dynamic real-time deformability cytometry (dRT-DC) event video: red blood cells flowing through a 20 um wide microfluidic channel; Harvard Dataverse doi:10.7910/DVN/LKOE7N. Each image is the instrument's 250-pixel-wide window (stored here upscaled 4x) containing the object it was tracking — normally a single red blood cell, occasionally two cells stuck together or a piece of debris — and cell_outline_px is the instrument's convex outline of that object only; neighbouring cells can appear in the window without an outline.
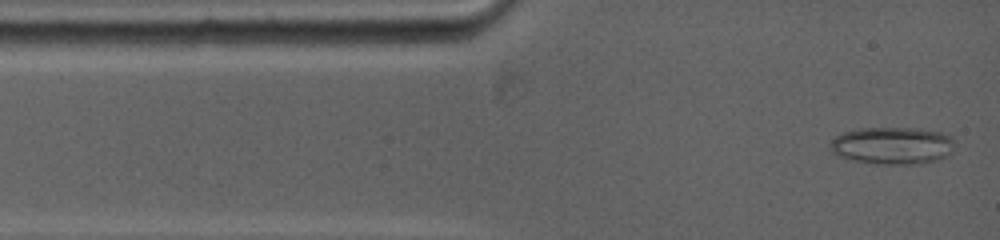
{"species": "common noctule bat (a hibernating species)", "species_latin": "Nyctalus noctula", "temperature_condition": "warm", "stored_images_in_passage": 83, "camera_frame_rate_fps": 5000, "um_per_image_px": 0.085, "animal": {"sex": "female", "body_mass_g": 19.0, "forearm_length_mm": 53.3}, "frame": {"image": 1, "passage_image": 2, "time_ms": 0.2, "image_size_px": [1000, 240], "cell_outline_px": [[952, 152], [948, 156], [940, 160], [920, 164], [876, 164], [852, 160], [840, 156], [832, 152], [828, 144], [836, 136], [844, 132], [860, 128], [920, 128], [940, 132], [952, 136]], "centroid_in_image_um": [75.87, 12.38], "position_along_channel_um": 9.1, "area_um2": 27.34}}
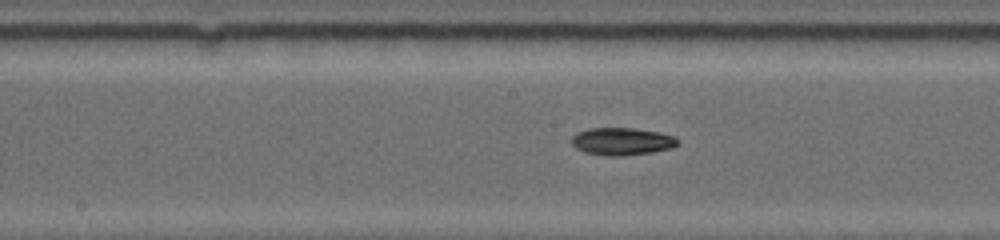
{"frame": {"image": 2, "passage_image": 31, "time_ms": 6.0, "image_size_px": [1000, 240], "cell_outline_px": [[680, 144], [672, 148], [652, 152], [624, 156], [604, 156], [584, 152], [576, 148], [572, 144], [572, 136], [576, 132], [588, 128], [632, 128], [660, 132], [676, 136], [680, 140]], "centroid_in_image_um": [52.89, 12.02], "position_along_channel_um": 195.3, "area_um2": 17.34}}
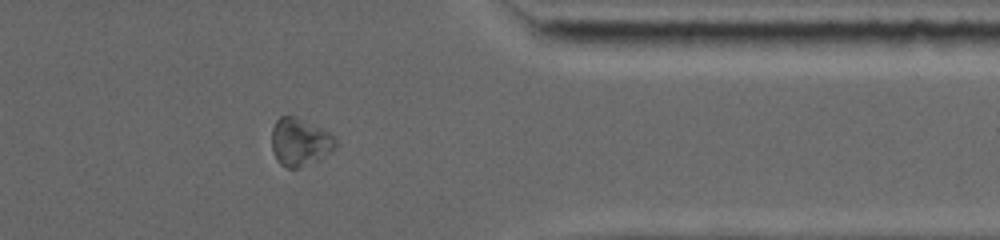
{"frame": {"image": 3, "passage_image": 66, "time_ms": 11.2, "image_size_px": [1000, 240], "cell_outline_px": [[336, 148], [332, 152], [316, 160], [296, 168], [288, 168], [280, 164], [276, 160], [272, 152], [272, 128], [276, 120], [280, 116], [292, 116], [320, 128], [336, 136]], "centroid_in_image_um": [25.48, 12.08], "position_along_channel_um": 385.9, "area_um2": 17.57}}